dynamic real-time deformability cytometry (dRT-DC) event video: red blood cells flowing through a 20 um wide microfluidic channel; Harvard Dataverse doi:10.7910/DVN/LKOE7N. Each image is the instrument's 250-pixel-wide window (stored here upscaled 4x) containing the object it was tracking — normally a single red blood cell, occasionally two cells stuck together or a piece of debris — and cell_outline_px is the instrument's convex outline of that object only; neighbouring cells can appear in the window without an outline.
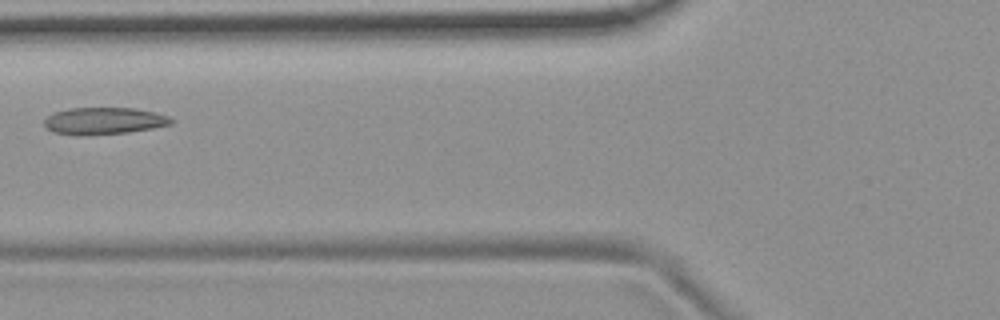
{"species": "common noctule bat (a hibernating species)", "species_latin": "Nyctalus noctula", "temperature_condition": "room temperature", "stored_images_in_passage": 7, "camera_frame_rate_fps": 3000, "um_per_image_px": 0.085, "animal": {"sex": "female", "body_mass_g": 19.9}, "frame": {"image": 1, "passage_image": 4, "time_ms": 3.667, "image_size_px": [1000, 320], "cell_outline_px": [[172, 124], [152, 128], [128, 132], [80, 136], [76, 136], [52, 132], [44, 128], [44, 120], [52, 112], [68, 108], [136, 108], [156, 112], [168, 116], [172, 120]], "centroid_in_image_um": [8.77, 10.28], "position_along_channel_um": 117.0, "area_um2": 20.23}}
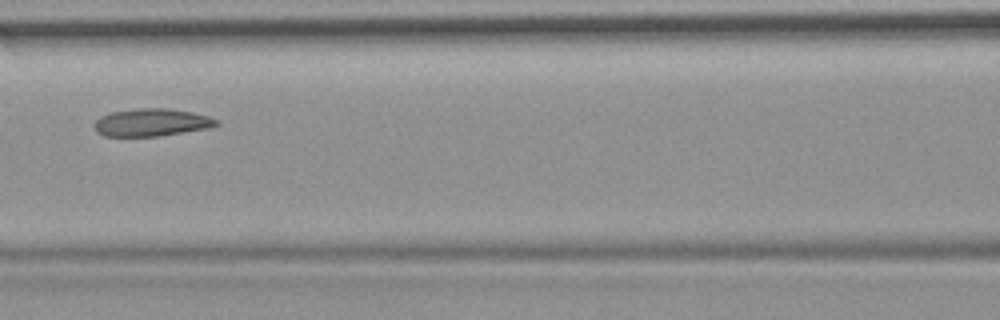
{"frame": {"image": 2, "passage_image": 5, "time_ms": 4.667, "image_size_px": [1000, 320], "cell_outline_px": [[220, 124], [208, 128], [156, 136], [104, 136], [96, 132], [92, 124], [100, 116], [112, 112], [140, 108], [168, 108], [192, 112], [208, 116], [220, 120]], "centroid_in_image_um": [12.87, 10.4], "position_along_channel_um": 153.7, "area_um2": 19.65}}
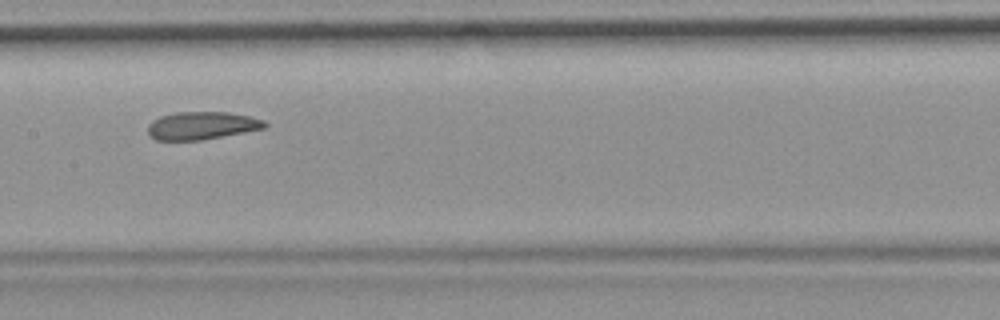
{"frame": {"image": 3, "passage_image": 6, "time_ms": 5.667, "image_size_px": [1000, 320], "cell_outline_px": [[268, 124], [264, 128], [244, 132], [200, 140], [156, 140], [148, 136], [148, 124], [152, 120], [160, 116], [176, 112], [228, 112], [248, 116], [264, 120]], "centroid_in_image_um": [17.11, 10.67], "position_along_channel_um": 190.3, "area_um2": 18.9}}